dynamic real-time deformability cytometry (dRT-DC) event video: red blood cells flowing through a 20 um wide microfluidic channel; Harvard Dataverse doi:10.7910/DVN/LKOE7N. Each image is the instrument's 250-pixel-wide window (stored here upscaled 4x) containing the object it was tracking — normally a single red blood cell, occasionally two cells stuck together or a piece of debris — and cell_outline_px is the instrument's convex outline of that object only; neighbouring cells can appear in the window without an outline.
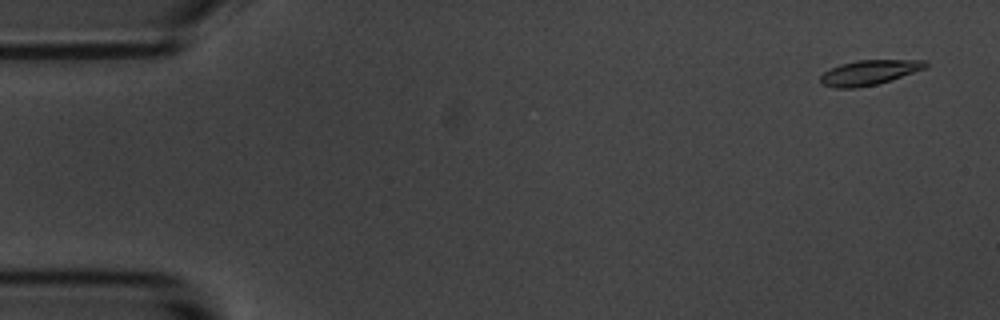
{"species": "common noctule bat (a hibernating species)", "species_latin": "Nyctalus noctula", "temperature_condition": "room temperature", "stored_images_in_passage": 5, "camera_frame_rate_fps": 3000, "um_per_image_px": 0.085, "animal": {"sex": "male", "body_mass_g": 20.1, "forearm_length_mm": 53.5}, "frame": {"image": 1, "passage_image": 1, "time_ms": 0.0, "image_size_px": [1000, 320], "cell_outline_px": [[928, 64], [924, 68], [876, 84], [856, 88], [836, 88], [820, 84], [820, 76], [824, 72], [840, 64], [856, 60], [928, 60]], "centroid_in_image_um": [73.82, 6.16], "position_along_channel_um": 11.2, "area_um2": 14.97}}
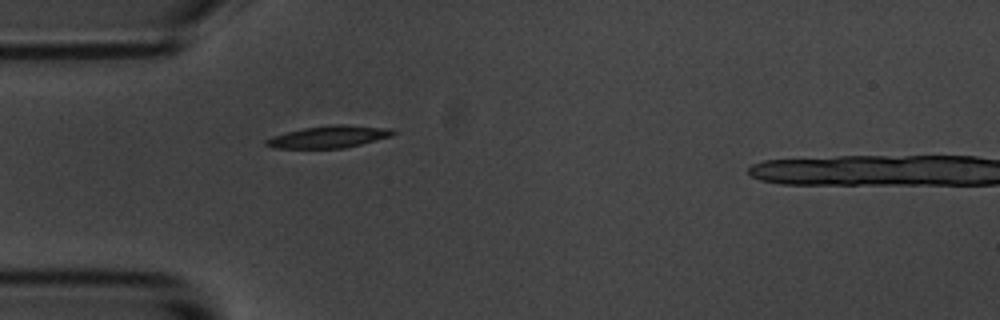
{"frame": {"image": 2, "passage_image": 5, "time_ms": 4.667, "image_size_px": [1000, 320], "cell_outline_px": [[396, 132], [392, 136], [344, 148], [272, 148], [264, 144], [264, 140], [272, 136], [304, 128], [332, 124], [344, 124], [392, 128]], "centroid_in_image_um": [27.96, 11.62], "position_along_channel_um": 57.0, "area_um2": 16.36}}